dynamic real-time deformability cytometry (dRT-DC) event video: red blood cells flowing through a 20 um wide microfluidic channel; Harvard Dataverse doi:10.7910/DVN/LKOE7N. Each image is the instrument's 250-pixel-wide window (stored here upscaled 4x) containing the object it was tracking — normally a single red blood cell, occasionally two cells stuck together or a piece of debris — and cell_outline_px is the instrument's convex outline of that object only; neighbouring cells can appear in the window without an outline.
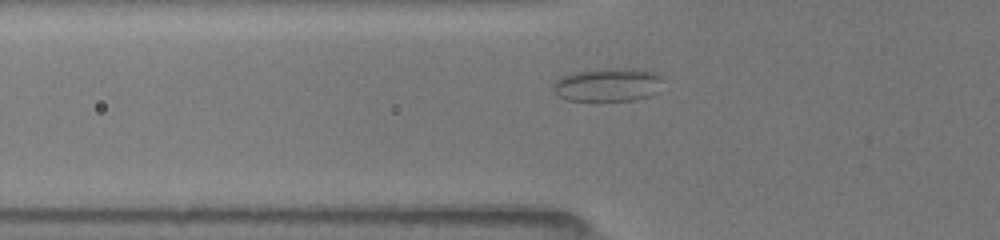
{"species": "common noctule bat (a hibernating species)", "species_latin": "Nyctalus noctula", "temperature_condition": "room temperature", "stored_images_in_passage": 37, "camera_frame_rate_fps": 3000, "um_per_image_px": 0.085, "animal": {"sex": "female", "body_mass_g": 19.5, "forearm_length_mm": 54.1}, "frame": {"image": 1, "passage_image": 3, "time_ms": 0.667, "image_size_px": [1000, 240], "cell_outline_px": [[664, 76], [656, 92], [648, 96], [632, 100], [568, 100], [560, 96], [552, 88], [552, 84], [560, 76], [572, 72], [608, 68], [640, 68], [656, 72]], "centroid_in_image_um": [51.68, 7.17], "position_along_channel_um": 74.1, "area_um2": 21.5}}
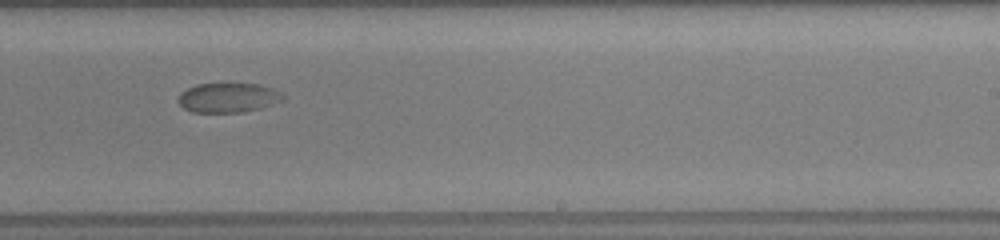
{"frame": {"image": 2, "passage_image": 18, "time_ms": 5.667, "image_size_px": [1000, 240], "cell_outline_px": [[284, 100], [260, 108], [240, 112], [192, 112], [184, 108], [180, 104], [180, 92], [196, 84], [260, 84], [272, 88], [280, 92], [284, 96]], "centroid_in_image_um": [19.41, 8.3], "position_along_channel_um": 269.6, "area_um2": 17.8}}
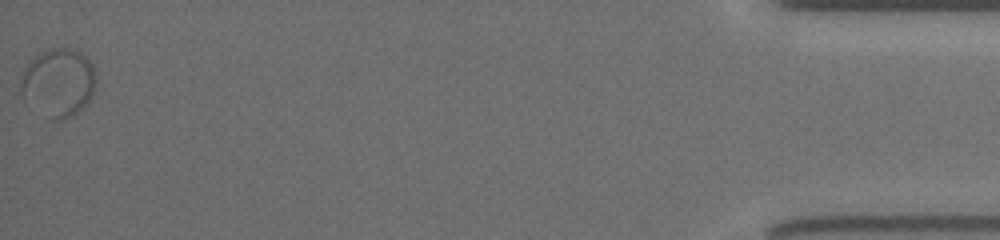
{"frame": {"image": 3, "passage_image": 37, "time_ms": 12.0, "image_size_px": [1000, 240], "cell_outline_px": [[96, 84], [84, 108], [60, 120], [24, 104], [20, 92], [20, 88], [24, 68], [40, 52], [48, 48], [68, 48], [80, 52], [92, 64], [96, 76]], "centroid_in_image_um": [4.93, 7.0], "position_along_channel_um": 430.3, "area_um2": 29.65}}